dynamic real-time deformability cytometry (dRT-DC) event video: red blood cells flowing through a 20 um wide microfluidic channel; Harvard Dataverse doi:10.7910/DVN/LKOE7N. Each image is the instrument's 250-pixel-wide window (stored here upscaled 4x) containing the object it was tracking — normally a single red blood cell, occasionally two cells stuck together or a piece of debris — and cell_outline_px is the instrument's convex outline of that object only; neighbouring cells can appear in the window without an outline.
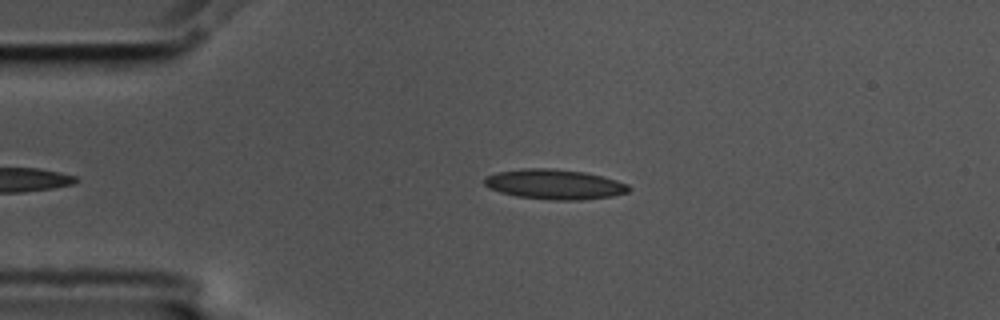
{"species": "common noctule bat (a hibernating species)", "species_latin": "Nyctalus noctula", "temperature_condition": "cold", "stored_images_in_passage": 41, "camera_frame_rate_fps": 3000, "um_per_image_px": 0.085, "animal": {"sex": "male", "body_mass_g": 17.5, "forearm_length_mm": 52.3}, "frame": {"image": 1, "passage_image": 3, "time_ms": 0.667, "image_size_px": [1000, 320], "cell_outline_px": [[632, 188], [628, 192], [612, 196], [584, 200], [552, 200], [516, 196], [500, 192], [488, 188], [484, 184], [484, 176], [496, 172], [524, 168], [552, 168], [584, 172], [616, 180], [628, 184]], "centroid_in_image_um": [47.11, 15.67], "position_along_channel_um": 37.9, "area_um2": 25.37}}
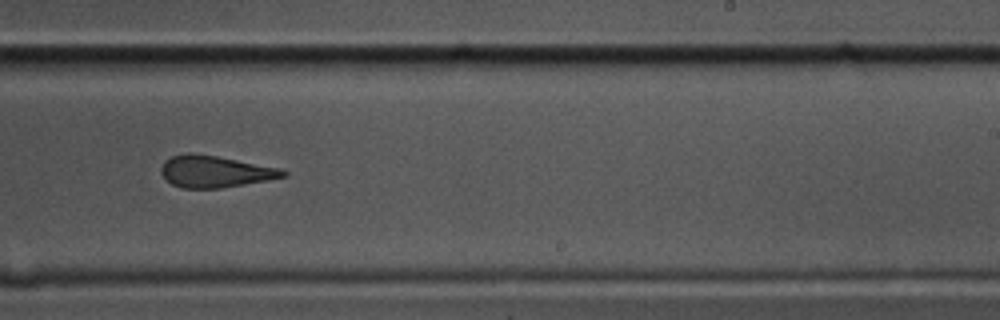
{"frame": {"image": 2, "passage_image": 25, "time_ms": 8.0, "image_size_px": [1000, 320], "cell_outline_px": [[288, 176], [268, 180], [220, 188], [180, 188], [172, 184], [160, 172], [160, 168], [164, 160], [172, 156], [188, 152], [192, 152], [216, 156], [280, 168], [288, 172]], "centroid_in_image_um": [18.26, 14.57], "position_along_channel_um": 270.7, "area_um2": 22.54}}
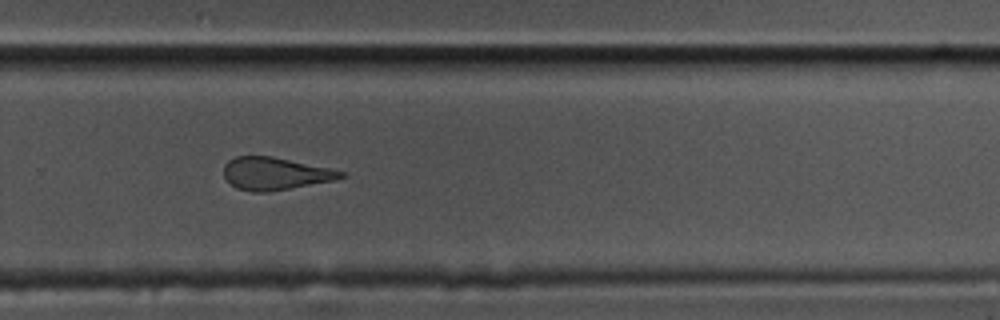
{"frame": {"image": 3, "passage_image": 28, "time_ms": 9.0, "image_size_px": [1000, 320], "cell_outline_px": [[348, 176], [336, 180], [268, 192], [252, 192], [236, 188], [224, 176], [224, 164], [228, 160], [236, 156], [272, 156], [328, 168], [344, 172]], "centroid_in_image_um": [23.38, 14.76], "position_along_channel_um": 306.4, "area_um2": 22.14}, "authors_computed_cell_mechanics": {"area_um2": 23.9292, "velocity_mm_per_s": 3.5728, "shape_relaxation_time_tau1_ms": 9.791, "shape_relaxation_time_tau2_ms": 2.7698, "deformation_change_tau1": 0.1911, "deformation_change_tau2": 0.1159}}